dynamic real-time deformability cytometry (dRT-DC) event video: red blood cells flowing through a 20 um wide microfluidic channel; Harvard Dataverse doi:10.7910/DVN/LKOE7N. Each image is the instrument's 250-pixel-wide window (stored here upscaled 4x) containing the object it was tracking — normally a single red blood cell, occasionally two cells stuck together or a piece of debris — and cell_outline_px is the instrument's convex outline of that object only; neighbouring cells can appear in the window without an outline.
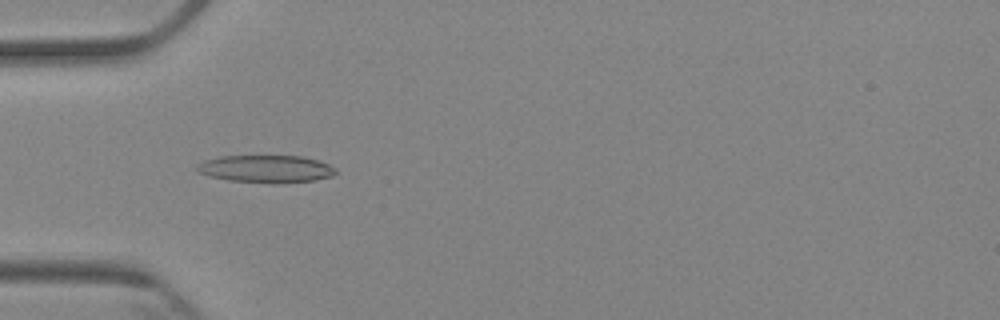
{"species": "Egyptian fruit bat (a non-hibernating species)", "species_latin": "Rousettus aegyptiacus", "temperature_condition": "cold", "stored_images_in_passage": 4, "camera_frame_rate_fps": 3000, "um_per_image_px": 0.085, "animal": {"sex": "female"}, "frame": {"image": 1, "passage_image": 3, "time_ms": 3.333, "image_size_px": [1000, 320], "cell_outline_px": [[336, 172], [332, 176], [316, 180], [280, 184], [272, 184], [228, 180], [208, 176], [196, 172], [196, 164], [204, 160], [220, 156], [304, 156], [328, 164], [336, 168]], "centroid_in_image_um": [22.58, 14.37], "position_along_channel_um": 62.4, "area_um2": 22.6}}
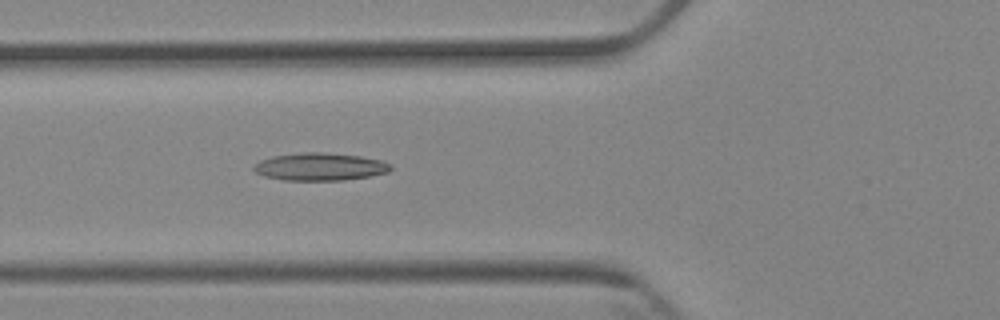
{"frame": {"image": 2, "passage_image": 4, "time_ms": 4.333, "image_size_px": [1000, 320], "cell_outline_px": [[392, 168], [388, 172], [368, 176], [344, 180], [284, 180], [264, 176], [256, 172], [252, 168], [260, 160], [272, 156], [304, 152], [324, 152], [360, 156], [384, 160], [392, 164]], "centroid_in_image_um": [27.22, 14.16], "position_along_channel_um": 98.6, "area_um2": 22.08}}